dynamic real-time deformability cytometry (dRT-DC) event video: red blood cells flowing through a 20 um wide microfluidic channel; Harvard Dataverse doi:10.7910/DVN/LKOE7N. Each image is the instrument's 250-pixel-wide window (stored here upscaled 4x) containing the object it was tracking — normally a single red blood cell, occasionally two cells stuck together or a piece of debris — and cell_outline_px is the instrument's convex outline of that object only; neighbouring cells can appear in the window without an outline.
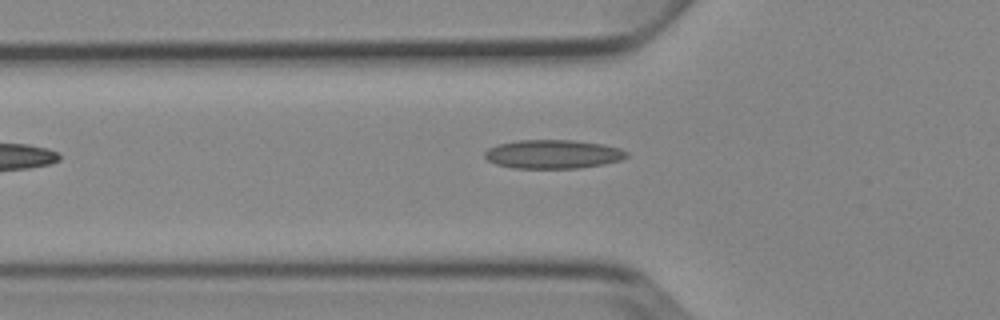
{"species": "Egyptian fruit bat (a non-hibernating species)", "species_latin": "Rousettus aegyptiacus", "temperature_condition": "cold", "stored_images_in_passage": 7, "camera_frame_rate_fps": 3000, "um_per_image_px": 0.085, "animal": {"sex": "female"}, "frame": {"image": 1, "passage_image": 6, "time_ms": 5.667, "image_size_px": [1000, 320], "cell_outline_px": [[628, 156], [620, 160], [604, 164], [580, 168], [512, 168], [496, 164], [488, 160], [484, 156], [484, 152], [488, 148], [500, 144], [516, 140], [572, 140], [604, 144], [620, 148], [628, 152]], "centroid_in_image_um": [47.01, 13.1], "position_along_channel_um": 78.8, "area_um2": 23.87}}
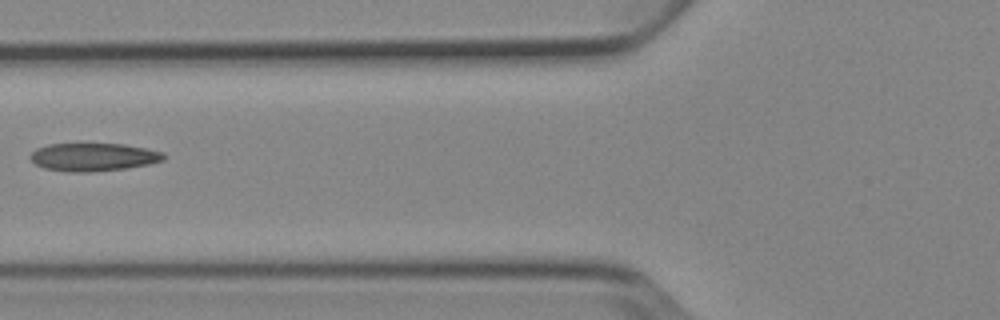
{"frame": {"image": 2, "passage_image": 7, "time_ms": 6.667, "image_size_px": [1000, 320], "cell_outline_px": [[164, 160], [148, 164], [128, 168], [88, 172], [68, 172], [44, 168], [36, 164], [28, 156], [36, 148], [48, 144], [124, 144], [164, 152]], "centroid_in_image_um": [7.92, 13.35], "position_along_channel_um": 117.9, "area_um2": 21.73}}